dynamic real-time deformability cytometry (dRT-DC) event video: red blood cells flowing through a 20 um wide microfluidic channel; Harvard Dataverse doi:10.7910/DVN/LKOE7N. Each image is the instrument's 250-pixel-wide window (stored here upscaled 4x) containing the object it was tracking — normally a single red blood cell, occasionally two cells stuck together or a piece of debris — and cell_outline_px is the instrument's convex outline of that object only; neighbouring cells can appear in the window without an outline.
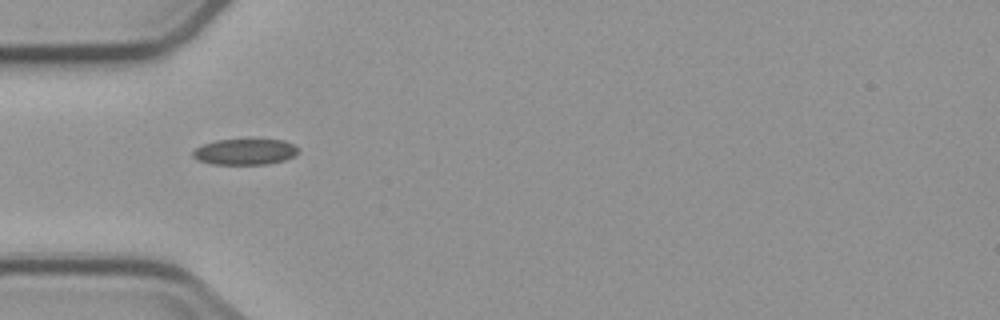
{"species": "common noctule bat (a hibernating species)", "species_latin": "Nyctalus noctula", "temperature_condition": "cold", "stored_images_in_passage": 7, "camera_frame_rate_fps": 3000, "um_per_image_px": 0.085, "animal": {"sex": "male", "body_mass_g": 23.1, "forearm_length_mm": 52.7}, "frame": {"image": 1, "passage_image": 3, "time_ms": 2.333, "image_size_px": [1000, 320], "cell_outline_px": [[300, 152], [284, 160], [268, 164], [212, 164], [196, 160], [192, 156], [192, 152], [196, 148], [204, 144], [216, 140], [284, 140], [300, 148]], "centroid_in_image_um": [20.82, 12.91], "position_along_channel_um": 64.2, "area_um2": 15.9}}
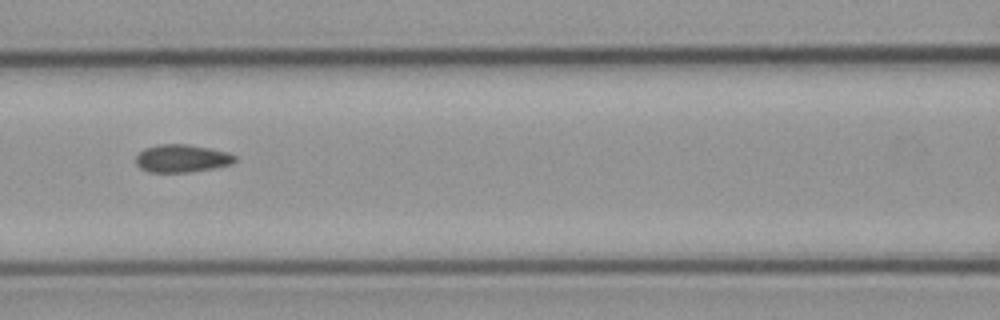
{"frame": {"image": 2, "passage_image": 5, "time_ms": 4.667, "image_size_px": [1000, 320], "cell_outline_px": [[236, 160], [232, 164], [216, 168], [188, 172], [148, 172], [140, 168], [136, 164], [136, 156], [144, 148], [160, 144], [188, 144], [228, 152], [236, 156]], "centroid_in_image_um": [15.46, 13.47], "position_along_channel_um": 151.1, "area_um2": 16.13}}
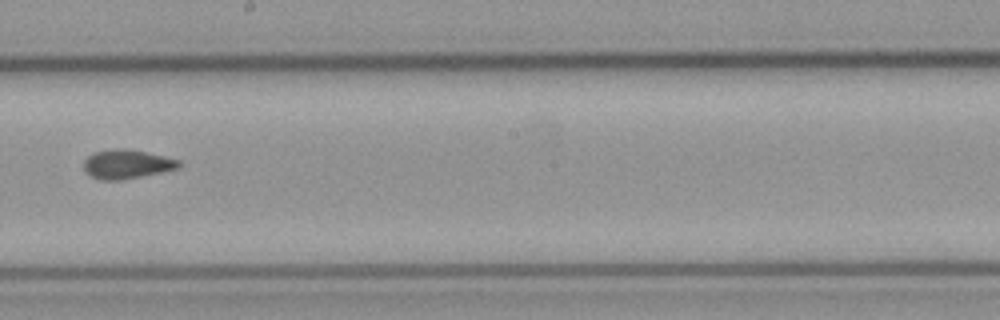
{"frame": {"image": 3, "passage_image": 7, "time_ms": 7.0, "image_size_px": [1000, 320], "cell_outline_px": [[184, 164], [180, 168], [120, 180], [100, 180], [84, 172], [84, 160], [88, 156], [96, 152], [120, 148], [124, 148], [164, 156], [180, 160]], "centroid_in_image_um": [10.8, 13.96], "position_along_channel_um": 237.4, "area_um2": 15.95}}